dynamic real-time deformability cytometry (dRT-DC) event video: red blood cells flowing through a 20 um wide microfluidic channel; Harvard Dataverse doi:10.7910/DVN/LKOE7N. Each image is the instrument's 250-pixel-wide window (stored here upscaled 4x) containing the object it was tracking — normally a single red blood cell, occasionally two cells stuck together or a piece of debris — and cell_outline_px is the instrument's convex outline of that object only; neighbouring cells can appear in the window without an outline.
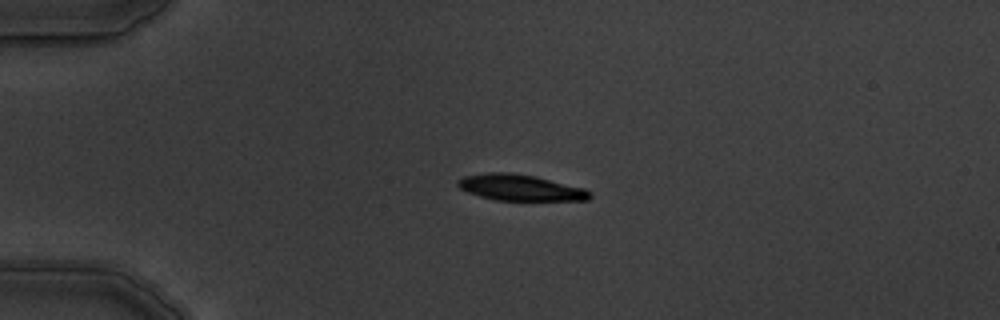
{"species": "common noctule bat (a hibernating species)", "species_latin": "Nyctalus noctula", "temperature_condition": "warm", "stored_images_in_passage": 5, "camera_frame_rate_fps": 3000, "um_per_image_px": 0.085, "animal": {"sex": "male", "body_mass_g": 19.5, "forearm_length_mm": 54.6}, "frame": {"image": 1, "passage_image": 4, "time_ms": 3.333, "image_size_px": [1000, 320], "cell_outline_px": [[592, 196], [588, 200], [496, 200], [480, 196], [468, 192], [460, 188], [456, 184], [456, 180], [464, 176], [488, 172], [508, 172], [536, 176], [584, 188], [592, 192]], "centroid_in_image_um": [44.22, 15.94], "position_along_channel_um": 40.8, "area_um2": 20.11}}